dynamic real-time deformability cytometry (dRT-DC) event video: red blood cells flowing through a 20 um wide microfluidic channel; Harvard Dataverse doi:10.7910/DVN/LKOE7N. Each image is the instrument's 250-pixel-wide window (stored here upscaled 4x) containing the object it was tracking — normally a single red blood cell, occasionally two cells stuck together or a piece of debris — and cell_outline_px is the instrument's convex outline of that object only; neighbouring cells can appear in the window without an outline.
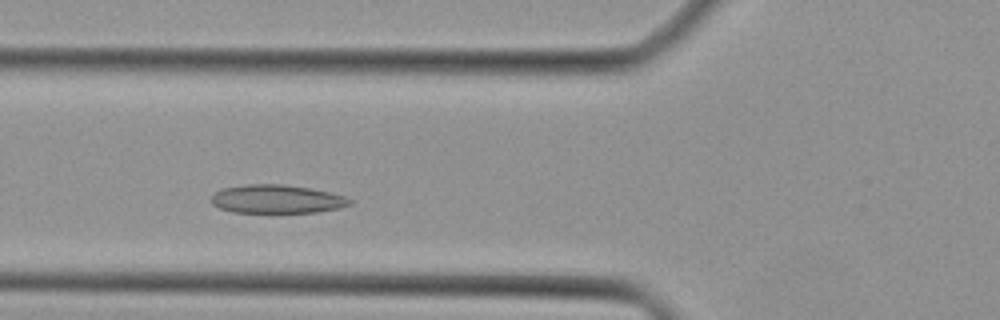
{"species": "Egyptian fruit bat (a non-hibernating species)", "species_latin": "Rousettus aegyptiacus", "temperature_condition": "cold", "stored_images_in_passage": 35, "camera_frame_rate_fps": 3000, "um_per_image_px": 0.085, "animal": {"sex": "female"}, "frame": {"image": 1, "passage_image": 7, "time_ms": 2.0, "image_size_px": [1000, 320], "cell_outline_px": [[352, 204], [340, 208], [316, 212], [232, 212], [220, 208], [212, 204], [212, 196], [216, 192], [224, 188], [244, 184], [284, 184], [312, 188], [344, 196], [352, 200]], "centroid_in_image_um": [23.55, 16.91], "position_along_channel_um": 102.3, "area_um2": 22.95}}
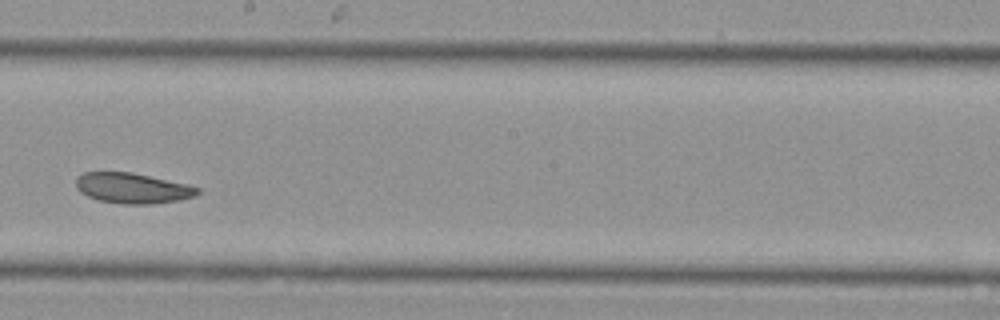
{"frame": {"image": 2, "passage_image": 16, "time_ms": 5.0, "image_size_px": [1000, 320], "cell_outline_px": [[200, 192], [196, 196], [180, 200], [148, 204], [120, 204], [100, 200], [88, 196], [80, 192], [76, 188], [76, 176], [84, 172], [132, 172], [188, 184], [200, 188]], "centroid_in_image_um": [11.27, 15.99], "position_along_channel_um": 236.9, "area_um2": 21.68}}
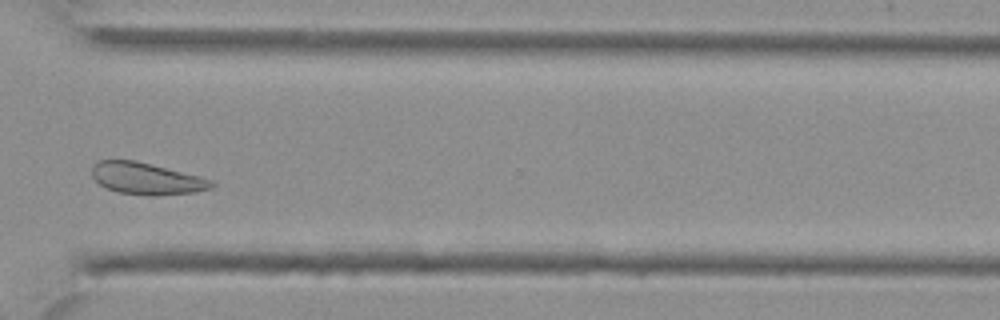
{"frame": {"image": 3, "passage_image": 24, "time_ms": 7.667, "image_size_px": [1000, 320], "cell_outline_px": [[216, 184], [212, 188], [196, 192], [156, 196], [148, 196], [120, 192], [108, 188], [100, 184], [92, 176], [92, 168], [100, 160], [136, 160], [200, 176], [212, 180]], "centroid_in_image_um": [12.51, 15.18], "position_along_channel_um": 358.1, "area_um2": 22.14}}